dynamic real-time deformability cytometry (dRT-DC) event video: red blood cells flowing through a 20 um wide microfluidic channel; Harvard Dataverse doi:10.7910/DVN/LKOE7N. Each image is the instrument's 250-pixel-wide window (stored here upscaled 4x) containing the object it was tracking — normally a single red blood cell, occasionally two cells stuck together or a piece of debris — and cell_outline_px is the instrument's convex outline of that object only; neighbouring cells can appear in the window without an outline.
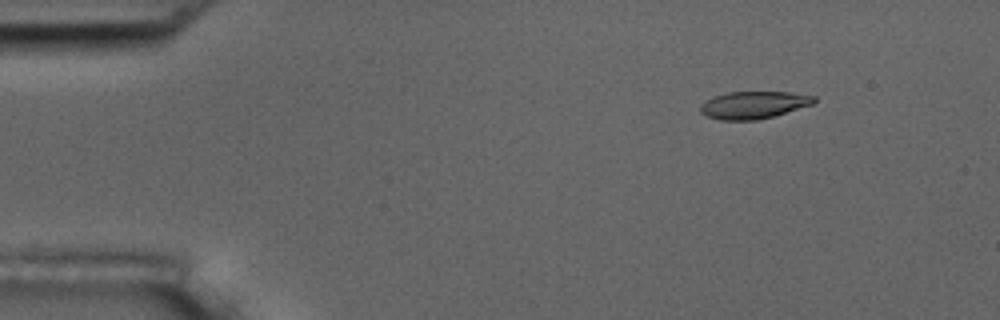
{"species": "common noctule bat (a hibernating species)", "species_latin": "Nyctalus noctula", "temperature_condition": "room temperature", "stored_images_in_passage": 8, "camera_frame_rate_fps": 3000, "um_per_image_px": 0.085, "animal": {"sex": "male", "body_mass_g": 17.5, "forearm_length_mm": 52.3}, "frame": {"image": 1, "passage_image": 2, "time_ms": 1.333, "image_size_px": [1000, 320], "cell_outline_px": [[816, 100], [812, 104], [772, 116], [756, 120], [720, 120], [708, 116], [700, 112], [700, 104], [716, 96], [728, 92], [792, 92], [816, 96]], "centroid_in_image_um": [64.06, 8.91], "position_along_channel_um": 20.9, "area_um2": 17.86}}
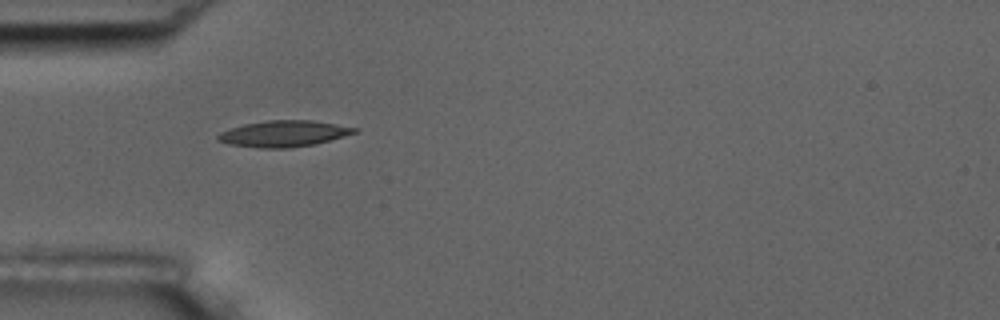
{"frame": {"image": 2, "passage_image": 5, "time_ms": 4.667, "image_size_px": [1000, 320], "cell_outline_px": [[360, 128], [356, 132], [344, 136], [316, 144], [288, 148], [264, 148], [232, 144], [216, 140], [216, 136], [220, 132], [228, 128], [244, 124], [268, 120], [312, 120]], "centroid_in_image_um": [24.12, 11.35], "position_along_channel_um": 60.9, "area_um2": 20.81}}
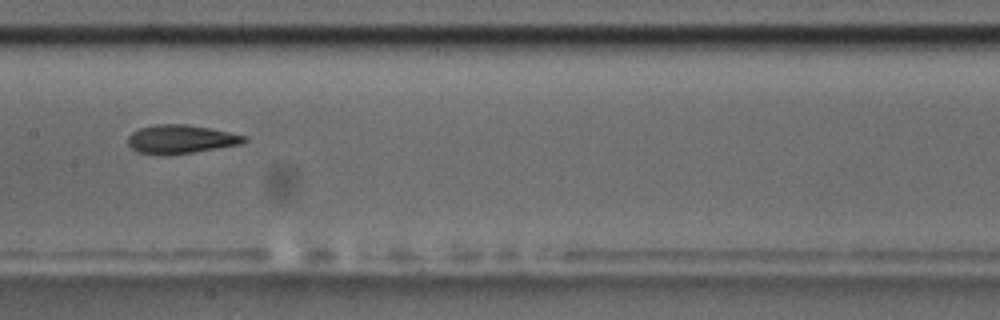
{"frame": {"image": 3, "passage_image": 8, "time_ms": 8.333, "image_size_px": [1000, 320], "cell_outline_px": [[248, 140], [240, 144], [192, 152], [140, 152], [132, 148], [128, 144], [128, 136], [132, 132], [140, 128], [156, 124], [188, 124], [248, 136]], "centroid_in_image_um": [15.41, 11.78], "position_along_channel_um": 192.0, "area_um2": 18.55}}